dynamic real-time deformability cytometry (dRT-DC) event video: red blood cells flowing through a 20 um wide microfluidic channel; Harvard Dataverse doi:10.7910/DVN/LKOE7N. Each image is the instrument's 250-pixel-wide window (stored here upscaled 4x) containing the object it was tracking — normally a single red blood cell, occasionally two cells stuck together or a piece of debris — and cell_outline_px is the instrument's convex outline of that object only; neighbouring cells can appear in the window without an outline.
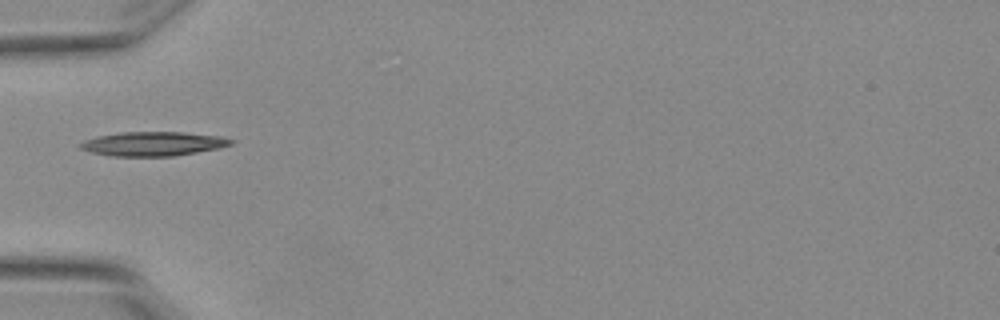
{"species": "Egyptian fruit bat (a non-hibernating species)", "species_latin": "Rousettus aegyptiacus", "temperature_condition": "warm", "stored_images_in_passage": 4, "camera_frame_rate_fps": 3000, "um_per_image_px": 0.085, "animal": {"sex": "female"}, "frame": {"image": 1, "passage_image": 4, "time_ms": 1.0, "image_size_px": [1000, 320], "cell_outline_px": [[236, 140], [232, 144], [220, 148], [172, 156], [112, 156], [92, 152], [80, 148], [80, 144], [84, 140], [100, 136], [120, 132], [184, 132], [220, 136]], "centroid_in_image_um": [13.06, 12.22], "position_along_channel_um": 71.9, "area_um2": 21.1}}